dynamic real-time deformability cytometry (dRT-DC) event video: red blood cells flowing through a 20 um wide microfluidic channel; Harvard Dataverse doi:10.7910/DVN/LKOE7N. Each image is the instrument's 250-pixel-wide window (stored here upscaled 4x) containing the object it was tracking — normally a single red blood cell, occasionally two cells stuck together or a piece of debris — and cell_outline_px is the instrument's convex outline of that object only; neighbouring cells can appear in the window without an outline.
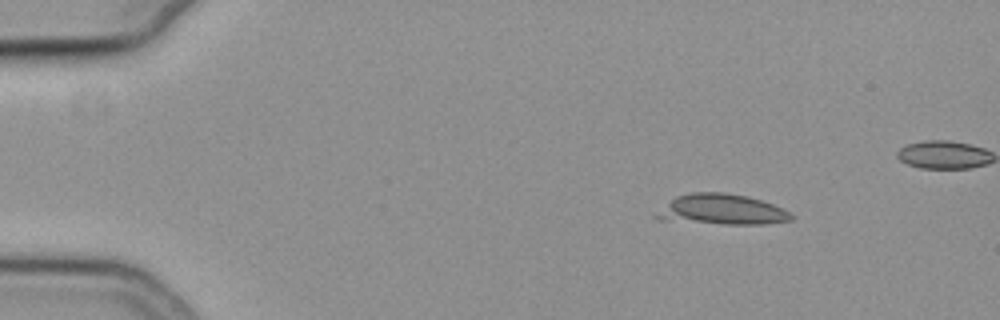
{"species": "common noctule bat (a hibernating species)", "species_latin": "Nyctalus noctula", "temperature_condition": "cold", "stored_images_in_passage": 10, "camera_frame_rate_fps": 3000, "um_per_image_px": 0.085, "animal": {"sex": "female", "body_mass_g": 19.3, "forearm_length_mm": 54.1}, "frame": {"image": 1, "passage_image": 1, "time_ms": 0.0, "image_size_px": [1000, 320], "cell_outline_px": [[796, 216], [792, 220], [764, 224], [724, 224], [656, 220], [652, 216], [676, 196], [692, 192], [724, 192], [748, 196], [772, 204], [792, 212]], "centroid_in_image_um": [61.34, 17.82], "position_along_channel_um": 23.7, "area_um2": 24.22}}